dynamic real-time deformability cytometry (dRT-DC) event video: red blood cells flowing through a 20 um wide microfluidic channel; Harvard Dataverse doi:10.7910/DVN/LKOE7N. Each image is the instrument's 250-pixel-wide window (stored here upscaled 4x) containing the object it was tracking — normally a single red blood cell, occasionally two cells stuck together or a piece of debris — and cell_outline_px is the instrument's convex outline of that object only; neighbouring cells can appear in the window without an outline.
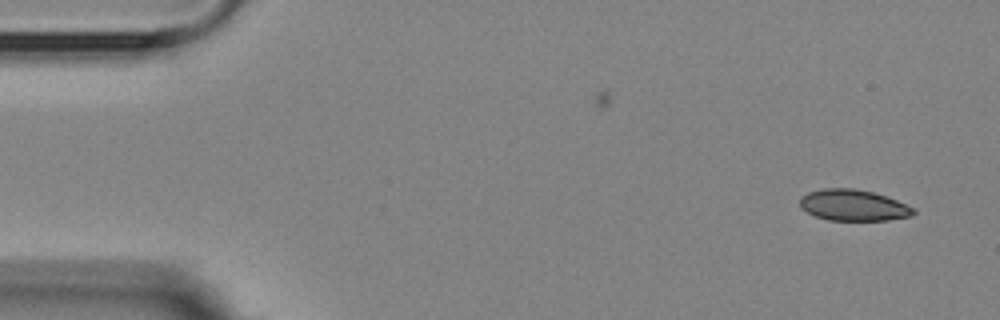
{"species": "Egyptian fruit bat (a non-hibernating species)", "species_latin": "Rousettus aegyptiacus", "temperature_condition": "room temperature", "stored_images_in_passage": 5, "camera_frame_rate_fps": 3000, "um_per_image_px": 0.085, "animal": {"sex": "female"}, "frame": {"image": 1, "passage_image": 1, "time_ms": 0.0, "image_size_px": [1000, 320], "cell_outline_px": [[916, 212], [912, 216], [888, 220], [828, 220], [816, 216], [800, 208], [800, 196], [808, 192], [824, 188], [856, 188], [872, 192], [896, 200], [916, 208]], "centroid_in_image_um": [72.53, 17.44], "position_along_channel_um": 12.5, "area_um2": 20.69}}
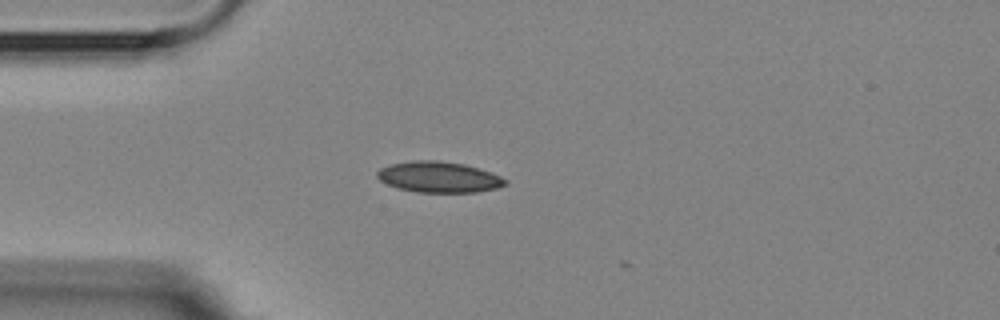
{"frame": {"image": 2, "passage_image": 4, "time_ms": 3.667, "image_size_px": [1000, 320], "cell_outline_px": [[508, 184], [496, 188], [476, 192], [416, 192], [400, 188], [388, 184], [380, 180], [376, 176], [376, 172], [380, 168], [388, 164], [412, 160], [440, 160], [464, 164], [492, 172], [508, 180]], "centroid_in_image_um": [37.3, 15.03], "position_along_channel_um": 47.7, "area_um2": 23.18}}